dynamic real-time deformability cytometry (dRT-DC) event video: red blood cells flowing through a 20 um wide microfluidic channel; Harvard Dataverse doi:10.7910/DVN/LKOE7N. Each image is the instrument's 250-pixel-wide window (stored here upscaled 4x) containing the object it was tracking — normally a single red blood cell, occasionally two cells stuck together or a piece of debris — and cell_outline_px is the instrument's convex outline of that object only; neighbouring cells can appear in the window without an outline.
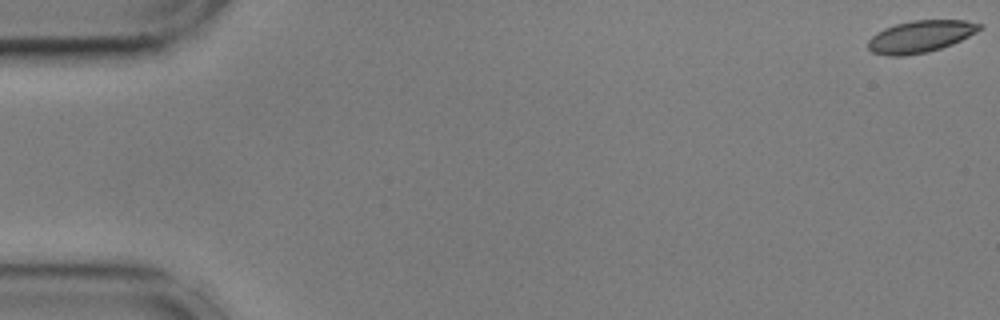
{"species": "common noctule bat (a hibernating species)", "species_latin": "Nyctalus noctula", "temperature_condition": "cold", "stored_images_in_passage": 56, "camera_frame_rate_fps": 3000, "um_per_image_px": 0.085, "animal": {"sex": "male", "body_mass_g": 17.9, "forearm_length_mm": 54.2}, "frame": {"image": 1, "passage_image": 1, "time_ms": 0.0, "image_size_px": [1000, 320], "cell_outline_px": [[984, 28], [952, 44], [928, 52], [904, 56], [888, 56], [872, 52], [868, 48], [868, 40], [876, 32], [884, 28], [896, 24], [912, 20], [964, 20], [984, 24]], "centroid_in_image_um": [78.24, 3.1], "position_along_channel_um": 6.8, "area_um2": 20.87}}
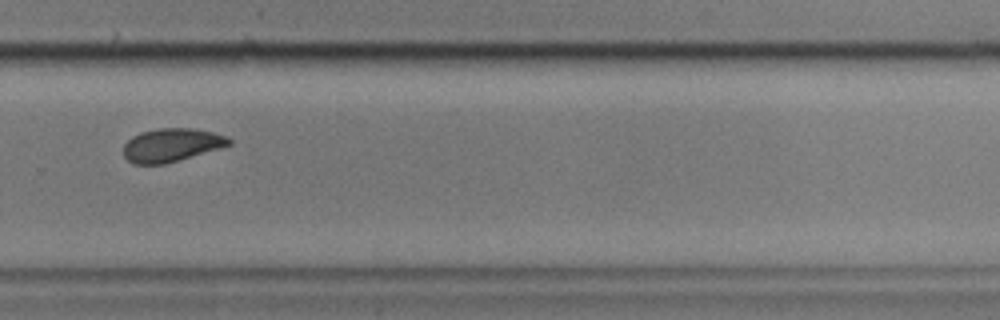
{"frame": {"image": 2, "passage_image": 39, "time_ms": 12.667, "image_size_px": [1000, 320], "cell_outline_px": [[232, 144], [220, 148], [164, 164], [136, 164], [128, 160], [124, 156], [124, 144], [132, 136], [140, 132], [156, 128], [192, 128], [212, 132], [228, 136], [232, 140]], "centroid_in_image_um": [14.58, 12.31], "position_along_channel_um": 315.2, "area_um2": 20.46}}
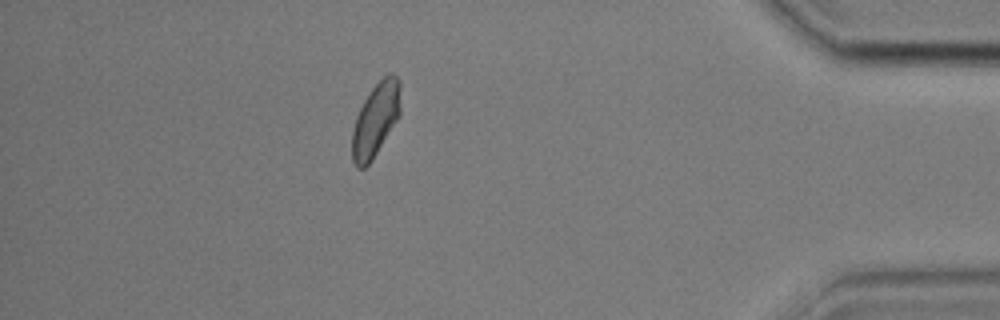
{"frame": {"image": 3, "passage_image": 50, "time_ms": 16.333, "image_size_px": [1000, 320], "cell_outline_px": [[400, 116], [372, 160], [364, 168], [356, 168], [352, 160], [352, 132], [356, 116], [364, 100], [372, 88], [388, 72], [392, 72], [400, 80]], "centroid_in_image_um": [31.94, 10.17], "position_along_channel_um": 403.3, "area_um2": 20.87}, "authors_computed_cell_mechanics": {"area_um2": 20.8658, "velocity_mm_per_s": 3.5754, "shape_relaxation_time_tau1_ms": null, "shape_relaxation_time_tau2_ms": 2.5111, "deformation_change_tau1": null, "deformation_change_tau2": 0.0628}}